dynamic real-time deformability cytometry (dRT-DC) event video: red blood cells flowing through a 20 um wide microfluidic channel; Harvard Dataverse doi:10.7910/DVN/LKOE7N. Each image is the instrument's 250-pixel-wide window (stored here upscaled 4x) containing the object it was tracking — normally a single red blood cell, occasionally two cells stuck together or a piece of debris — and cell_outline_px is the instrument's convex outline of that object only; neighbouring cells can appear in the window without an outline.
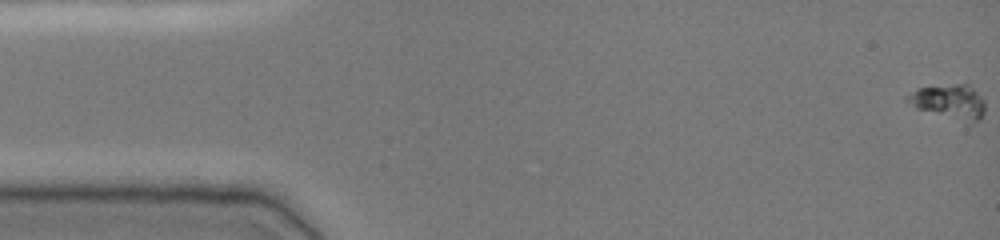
{"species": "common noctule bat (a hibernating species)", "species_latin": "Nyctalus noctula", "temperature_condition": "cold", "stored_images_in_passage": 51, "camera_frame_rate_fps": 3000, "um_per_image_px": 0.085, "animal": {"sex": "female", "body_mass_g": 19.0, "forearm_length_mm": 51.5}, "frame": {"image": 1, "passage_image": 1, "time_ms": 0.0, "image_size_px": [1000, 240], "cell_outline_px": [[984, 112], [972, 124], [916, 108], [904, 100], [904, 96], [920, 88], [956, 84], [968, 84], [984, 100]], "centroid_in_image_um": [80.66, 8.64], "position_along_channel_um": 4.3, "area_um2": 15.26}}
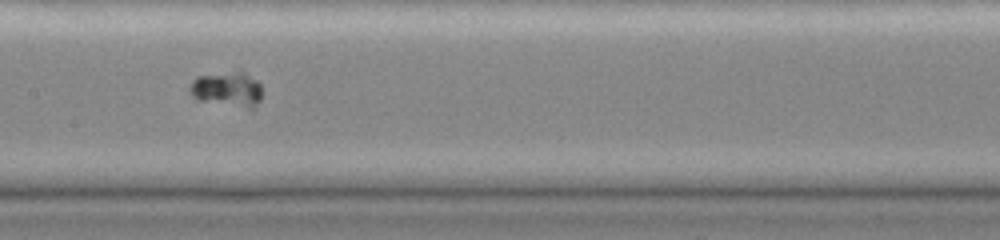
{"frame": {"image": 2, "passage_image": 26, "time_ms": 8.333, "image_size_px": [1000, 240], "cell_outline_px": [[260, 100], [252, 108], [248, 108], [196, 100], [188, 92], [188, 88], [192, 80], [196, 76], [240, 68], [256, 80], [260, 84]], "centroid_in_image_um": [19.26, 7.53], "position_along_channel_um": 188.1, "area_um2": 15.26}}
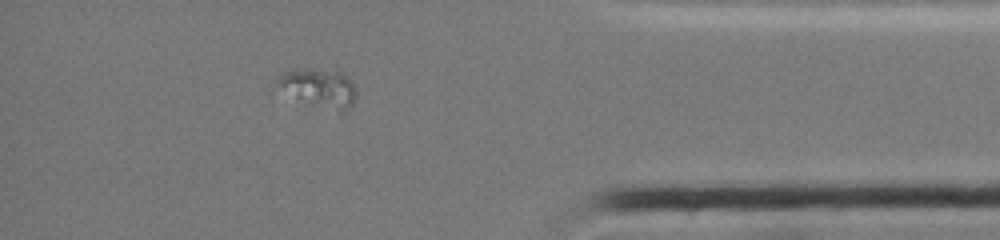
{"frame": {"image": 3, "passage_image": 45, "time_ms": 14.667, "image_size_px": [1000, 240], "cell_outline_px": [[356, 100], [344, 112], [340, 112], [296, 96], [276, 84], [276, 80], [284, 72], [336, 64], [356, 88]], "centroid_in_image_um": [27.26, 7.35], "position_along_channel_um": 407.9, "area_um2": 17.57}}